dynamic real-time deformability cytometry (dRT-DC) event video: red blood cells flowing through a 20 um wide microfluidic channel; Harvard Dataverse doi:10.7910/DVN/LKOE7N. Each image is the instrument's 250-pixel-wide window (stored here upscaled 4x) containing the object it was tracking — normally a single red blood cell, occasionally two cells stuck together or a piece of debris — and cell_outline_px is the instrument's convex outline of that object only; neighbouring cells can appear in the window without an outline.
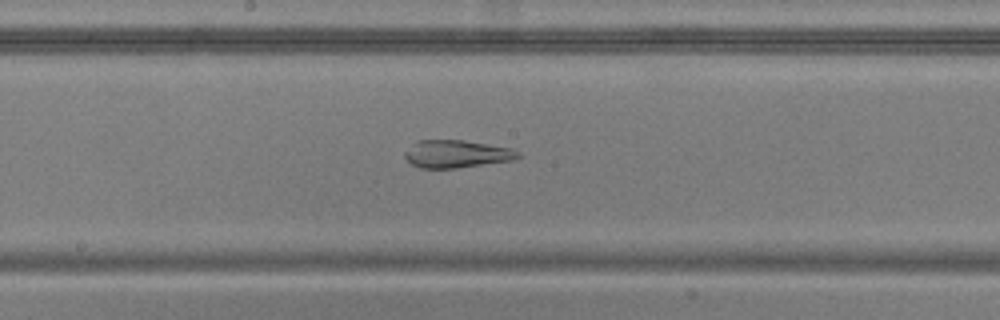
{"species": "common noctule bat (a hibernating species)", "species_latin": "Nyctalus noctula", "temperature_condition": "warm", "stored_images_in_passage": 52, "camera_frame_rate_fps": 3000, "um_per_image_px": 0.085, "animal": {"sex": "male", "body_mass_g": 20.5, "forearm_length_mm": 52.5}, "frame": {"image": 1, "passage_image": 27, "time_ms": 8.667, "image_size_px": [1000, 320], "cell_outline_px": [[520, 156], [512, 160], [456, 168], [420, 168], [412, 164], [404, 156], [404, 152], [416, 140], [464, 140], [512, 148], [520, 152]], "centroid_in_image_um": [38.79, 13.07], "position_along_channel_um": 209.4, "area_um2": 18.21}}
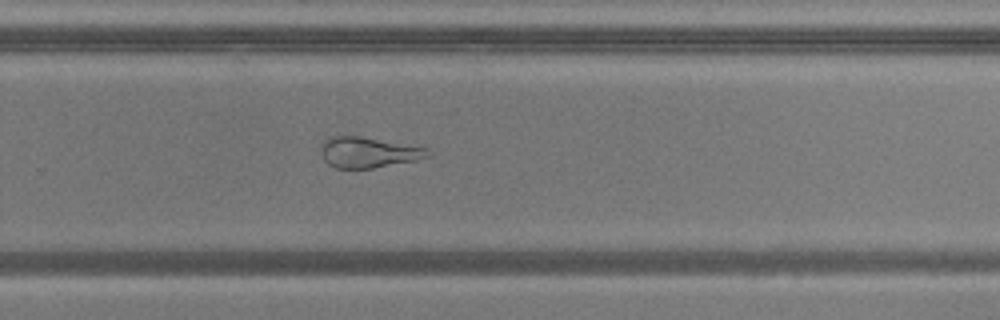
{"frame": {"image": 2, "passage_image": 34, "time_ms": 11.0, "image_size_px": [1000, 320], "cell_outline_px": [[432, 156], [416, 160], [372, 168], [336, 168], [328, 164], [324, 160], [320, 152], [320, 148], [324, 140], [332, 136], [360, 136], [428, 148], [432, 152]], "centroid_in_image_um": [31.31, 12.95], "position_along_channel_um": 298.5, "area_um2": 19.13}}
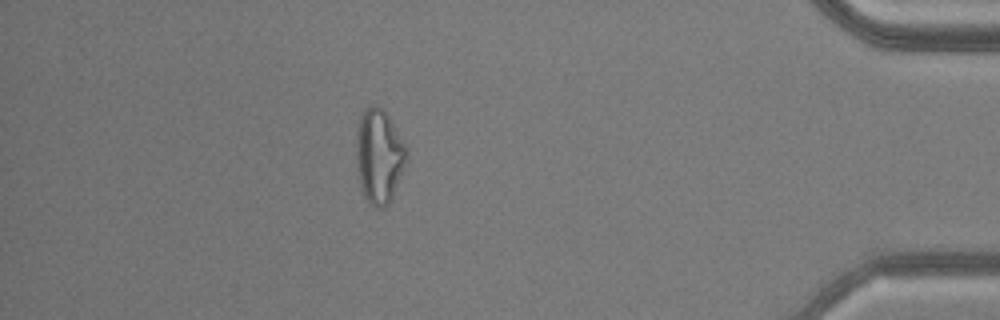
{"frame": {"image": 3, "passage_image": 46, "time_ms": 15.0, "image_size_px": [1000, 320], "cell_outline_px": [[408, 156], [392, 196], [388, 204], [384, 208], [376, 208], [364, 196], [360, 188], [356, 168], [356, 132], [360, 116], [364, 108], [372, 104], [380, 108], [388, 116], [408, 148]], "centroid_in_image_um": [32.19, 13.26], "position_along_channel_um": 403.0, "area_um2": 27.69}, "authors_computed_cell_mechanics": {"area_um2": 26.6747, "velocity_mm_per_s": 3.8359, "shape_relaxation_time_tau1_ms": null, "shape_relaxation_time_tau2_ms": 2.3701, "deformation_change_tau1": null, "deformation_change_tau2": 0.1269}}